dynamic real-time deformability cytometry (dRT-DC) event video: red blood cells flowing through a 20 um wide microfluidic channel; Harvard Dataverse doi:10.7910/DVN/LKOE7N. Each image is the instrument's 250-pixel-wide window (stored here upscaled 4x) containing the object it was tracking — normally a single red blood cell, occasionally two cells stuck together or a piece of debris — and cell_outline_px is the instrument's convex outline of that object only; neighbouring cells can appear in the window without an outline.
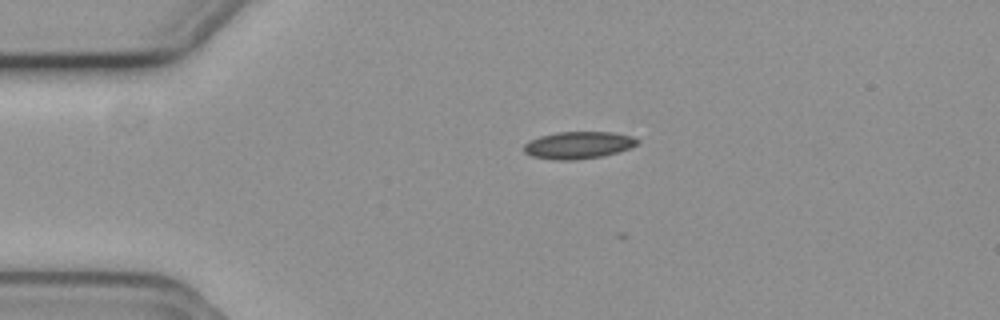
{"species": "common noctule bat (a hibernating species)", "species_latin": "Nyctalus noctula", "temperature_condition": "cold", "stored_images_in_passage": 5, "camera_frame_rate_fps": 3000, "um_per_image_px": 0.085, "animal": {"sex": "female", "body_mass_g": 19.3, "forearm_length_mm": 54.1}, "frame": {"image": 1, "passage_image": 1, "time_ms": 0.0, "image_size_px": [1000, 320], "cell_outline_px": [[640, 140], [636, 144], [628, 148], [604, 156], [572, 160], [556, 160], [532, 156], [524, 152], [524, 144], [528, 140], [540, 136], [556, 132], [612, 132], [632, 136]], "centroid_in_image_um": [49.12, 12.33], "position_along_channel_um": 35.9, "area_um2": 17.92}}